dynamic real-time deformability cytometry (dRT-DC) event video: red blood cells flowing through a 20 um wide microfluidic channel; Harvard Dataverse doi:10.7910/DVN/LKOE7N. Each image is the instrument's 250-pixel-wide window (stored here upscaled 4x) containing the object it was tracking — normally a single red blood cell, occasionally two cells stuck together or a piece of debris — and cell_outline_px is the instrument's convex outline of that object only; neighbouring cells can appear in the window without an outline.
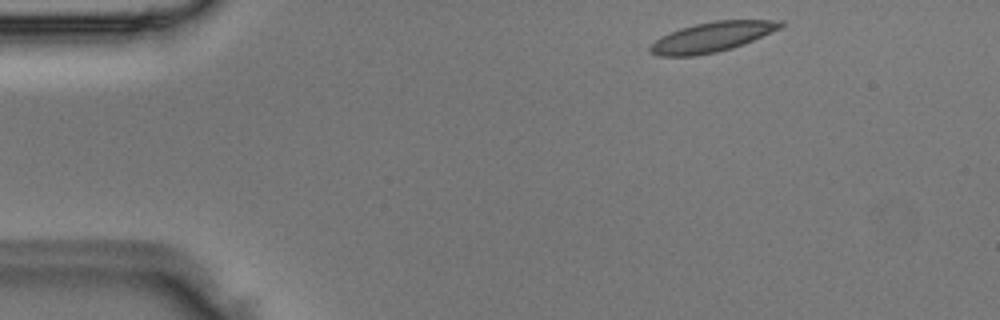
{"species": "Egyptian fruit bat (a non-hibernating species)", "species_latin": "Rousettus aegyptiacus", "temperature_condition": "room temperature", "stored_images_in_passage": 3, "camera_frame_rate_fps": 3000, "um_per_image_px": 0.085, "animal": {"sex": "male"}, "frame": {"image": 1, "passage_image": 1, "time_ms": 0.0, "image_size_px": [1000, 320], "cell_outline_px": [[784, 24], [780, 28], [744, 44], [732, 48], [716, 52], [696, 56], [660, 56], [648, 52], [648, 48], [660, 36], [680, 28], [696, 24], [716, 20], [784, 20]], "centroid_in_image_um": [60.5, 3.15], "position_along_channel_um": 24.5, "area_um2": 22.66}}
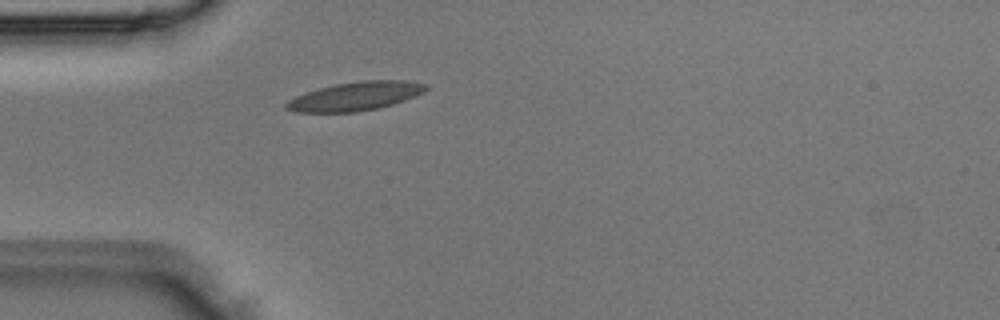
{"frame": {"image": 2, "passage_image": 3, "time_ms": 0.667, "image_size_px": [1000, 320], "cell_outline_px": [[428, 88], [424, 92], [404, 100], [392, 104], [376, 108], [356, 112], [296, 112], [284, 108], [284, 104], [288, 100], [304, 92], [336, 84], [360, 80], [404, 80], [428, 84]], "centroid_in_image_um": [30.19, 8.17], "position_along_channel_um": 54.8, "area_um2": 23.29}}